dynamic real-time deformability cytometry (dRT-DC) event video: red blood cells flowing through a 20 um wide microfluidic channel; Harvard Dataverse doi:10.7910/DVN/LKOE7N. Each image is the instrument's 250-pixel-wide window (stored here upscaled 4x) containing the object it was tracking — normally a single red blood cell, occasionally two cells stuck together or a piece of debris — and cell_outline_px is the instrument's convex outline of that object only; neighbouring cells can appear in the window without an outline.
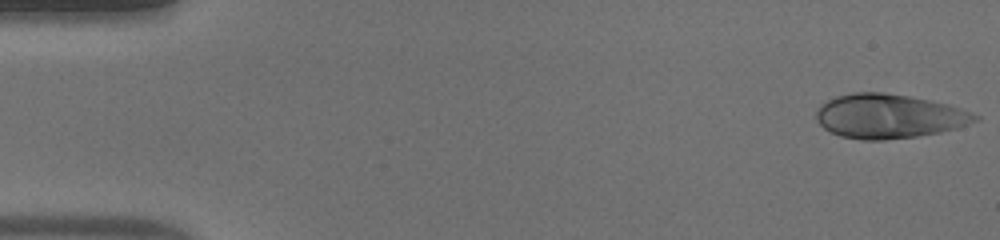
{"species": "human", "species_latin": "Homo sapiens", "temperature_condition": "warm", "stored_images_in_passage": 47, "camera_frame_rate_fps": 3000, "um_per_image_px": 0.085, "donor": {"sex": "male"}, "frame": {"image": 1, "passage_image": 1, "time_ms": 0.0, "image_size_px": [1000, 240], "cell_outline_px": [[980, 120], [956, 128], [940, 132], [916, 136], [884, 140], [860, 140], [840, 136], [824, 128], [816, 120], [816, 112], [820, 104], [836, 96], [852, 92], [884, 92], [908, 96], [948, 104], [960, 108], [980, 116]], "centroid_in_image_um": [75.54, 9.88], "position_along_channel_um": 9.5, "area_um2": 40.92}}
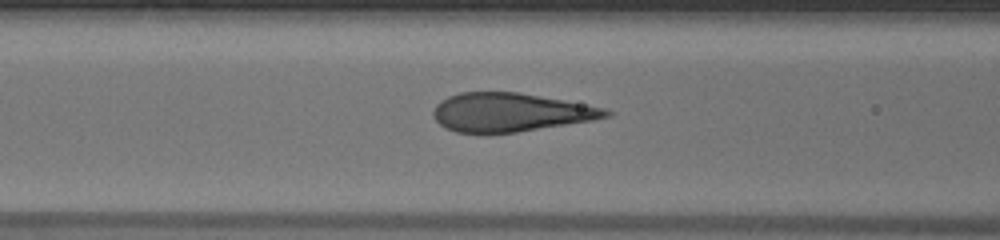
{"frame": {"image": 2, "passage_image": 19, "time_ms": 6.0, "image_size_px": [1000, 240], "cell_outline_px": [[616, 112], [612, 116], [592, 120], [516, 132], [488, 136], [456, 132], [440, 124], [432, 116], [432, 112], [436, 104], [440, 100], [448, 96], [460, 92], [520, 92], [564, 100], [604, 108]], "centroid_in_image_um": [43.34, 9.57], "position_along_channel_um": 123.3, "area_um2": 39.48}}
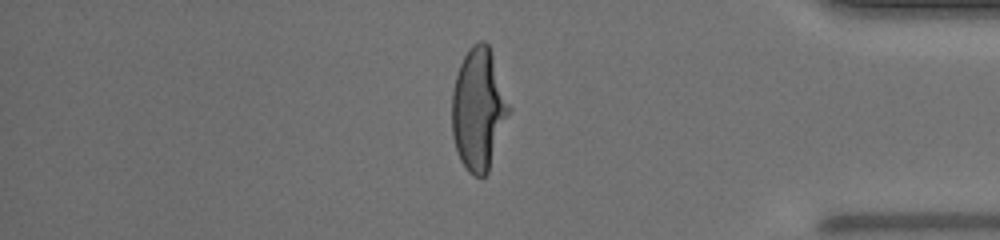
{"frame": {"image": 3, "passage_image": 40, "time_ms": 13.0, "image_size_px": [1000, 240], "cell_outline_px": [[512, 108], [488, 172], [484, 176], [472, 176], [468, 172], [460, 160], [452, 136], [452, 92], [456, 76], [460, 64], [468, 48], [472, 44], [480, 40], [484, 40], [488, 44]], "centroid_in_image_um": [40.68, 9.29], "position_along_channel_um": 394.5, "area_um2": 40.75}}